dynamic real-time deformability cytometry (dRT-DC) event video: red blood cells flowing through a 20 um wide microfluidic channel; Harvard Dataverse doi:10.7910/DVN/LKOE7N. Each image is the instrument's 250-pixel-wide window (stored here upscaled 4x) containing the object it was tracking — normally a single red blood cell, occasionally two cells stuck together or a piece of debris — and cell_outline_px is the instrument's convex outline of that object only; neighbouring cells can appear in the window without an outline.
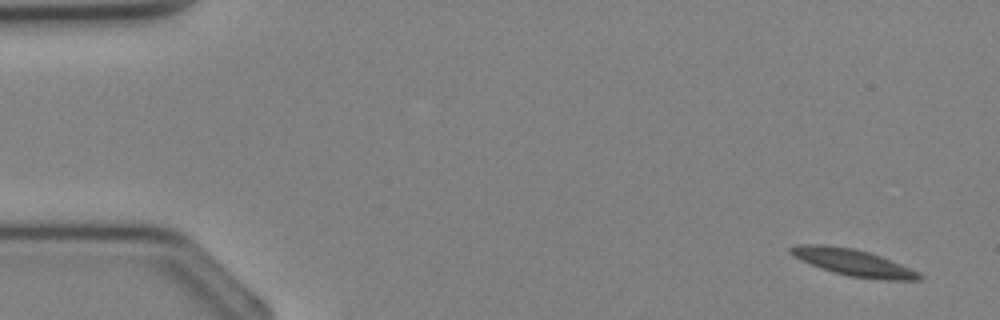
{"species": "Egyptian fruit bat (a non-hibernating species)", "species_latin": "Rousettus aegyptiacus", "temperature_condition": "cold", "stored_images_in_passage": 10, "camera_frame_rate_fps": 3000, "um_per_image_px": 0.085, "animal": {"sex": "female"}, "frame": {"image": 1, "passage_image": 1, "time_ms": 0.0, "image_size_px": [1000, 320], "cell_outline_px": [[924, 276], [920, 280], [884, 280], [848, 276], [832, 272], [800, 260], [792, 256], [788, 252], [788, 248], [796, 244], [824, 244], [852, 248], [868, 252], [880, 256], [920, 272]], "centroid_in_image_um": [72.49, 22.31], "position_along_channel_um": 12.5, "area_um2": 20.11}}